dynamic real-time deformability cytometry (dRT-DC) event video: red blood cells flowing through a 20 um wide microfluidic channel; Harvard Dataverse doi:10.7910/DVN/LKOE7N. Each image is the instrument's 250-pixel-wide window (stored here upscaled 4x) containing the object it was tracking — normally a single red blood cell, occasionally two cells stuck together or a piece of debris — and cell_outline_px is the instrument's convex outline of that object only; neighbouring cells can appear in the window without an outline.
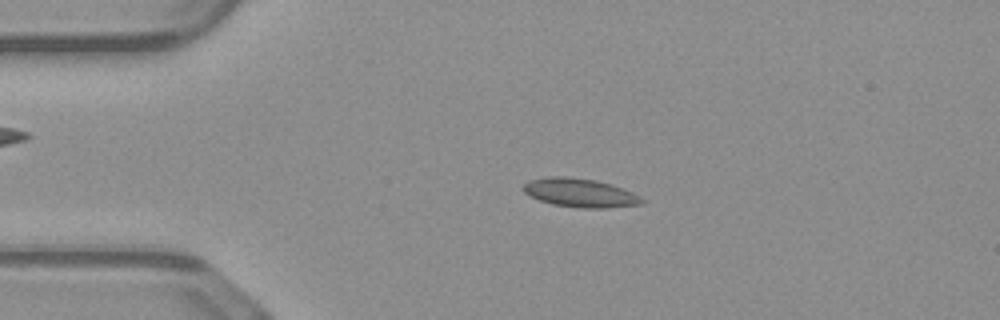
{"species": "common noctule bat (a hibernating species)", "species_latin": "Nyctalus noctula", "temperature_condition": "warm", "stored_images_in_passage": 49, "camera_frame_rate_fps": 3000, "um_per_image_px": 0.085, "animal": {"sex": "male", "body_mass_g": 23.1, "forearm_length_mm": 52.7}, "frame": {"image": 1, "passage_image": 10, "time_ms": 3.0, "image_size_px": [1000, 320], "cell_outline_px": [[644, 200], [640, 204], [604, 208], [580, 208], [552, 204], [540, 200], [524, 192], [520, 188], [528, 180], [548, 176], [564, 176], [596, 180], [612, 184], [624, 188], [640, 196]], "centroid_in_image_um": [49.28, 16.37], "position_along_channel_um": 35.7, "area_um2": 19.88}}
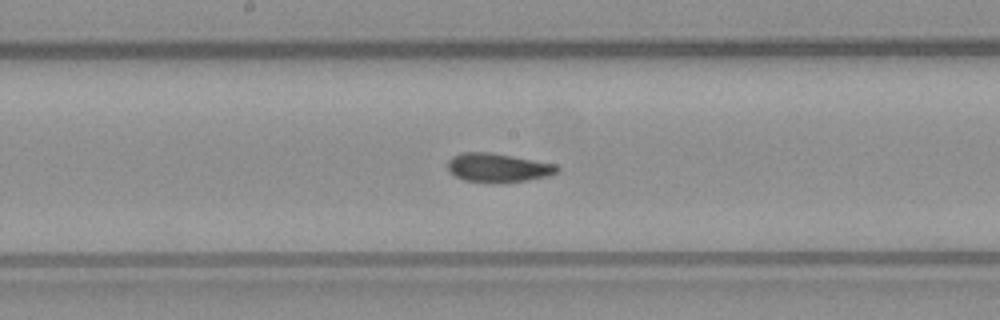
{"frame": {"image": 2, "passage_image": 25, "time_ms": 8.0, "image_size_px": [1000, 320], "cell_outline_px": [[560, 168], [556, 172], [548, 176], [528, 180], [464, 180], [456, 176], [448, 168], [448, 160], [452, 156], [460, 152], [492, 152], [556, 164]], "centroid_in_image_um": [42.33, 14.2], "position_along_channel_um": 205.9, "area_um2": 17.69}}
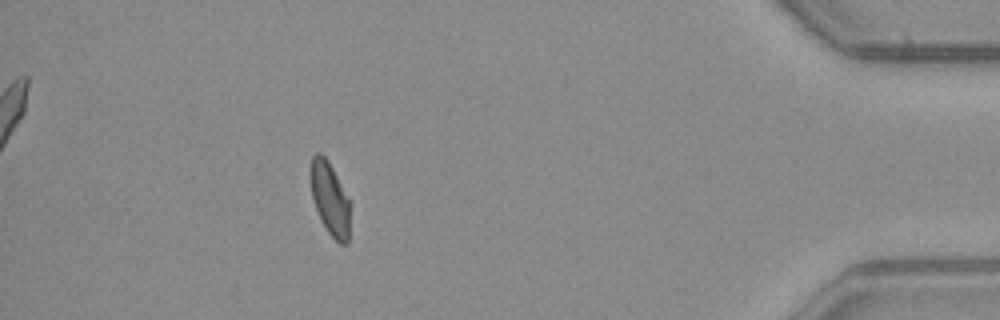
{"frame": {"image": 3, "passage_image": 44, "time_ms": 14.333, "image_size_px": [1000, 320], "cell_outline_px": [[352, 204], [348, 244], [340, 244], [328, 232], [320, 220], [312, 196], [308, 176], [308, 172], [312, 156], [316, 152], [320, 152], [328, 160]], "centroid_in_image_um": [28.05, 16.88], "position_along_channel_um": 407.2, "area_um2": 17.51}, "authors_computed_cell_mechanics": {"area_um2": 18.2648, "velocity_mm_per_s": 4.0869, "shape_relaxation_time_tau1_ms": 5.0926, "shape_relaxation_time_tau2_ms": 1.283, "deformation_change_tau1": 0.1307, "deformation_change_tau2": 0.0761}}